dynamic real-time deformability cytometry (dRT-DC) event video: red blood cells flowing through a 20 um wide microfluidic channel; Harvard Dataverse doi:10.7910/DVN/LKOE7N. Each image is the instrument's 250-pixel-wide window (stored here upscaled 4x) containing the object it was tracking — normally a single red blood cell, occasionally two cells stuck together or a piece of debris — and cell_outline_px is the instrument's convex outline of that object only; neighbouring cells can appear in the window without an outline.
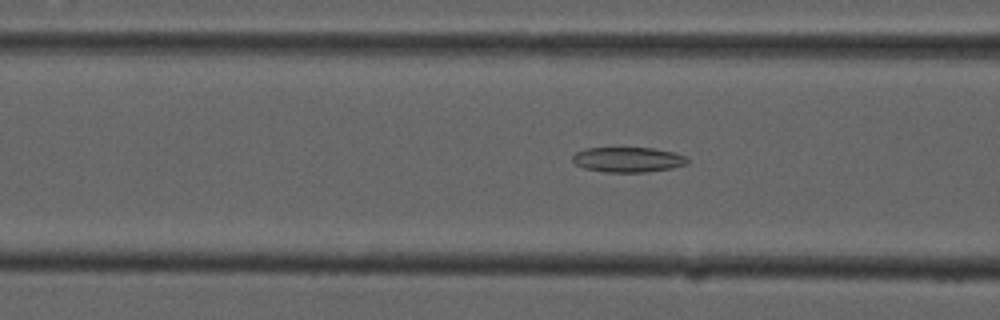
{"species": "common noctule bat (a hibernating species)", "species_latin": "Nyctalus noctula", "temperature_condition": "cold", "stored_images_in_passage": 54, "camera_frame_rate_fps": 3000, "um_per_image_px": 0.085, "animal": {"sex": "male", "forearm_length_mm": 52.5}, "frame": {"image": 1, "passage_image": 21, "time_ms": 6.667, "image_size_px": [1000, 320], "cell_outline_px": [[688, 164], [672, 168], [644, 172], [604, 172], [584, 168], [576, 164], [572, 160], [572, 156], [576, 152], [588, 148], [652, 148], [676, 152], [688, 156]], "centroid_in_image_um": [53.42, 13.57], "position_along_channel_um": 113.2, "area_um2": 16.88}}
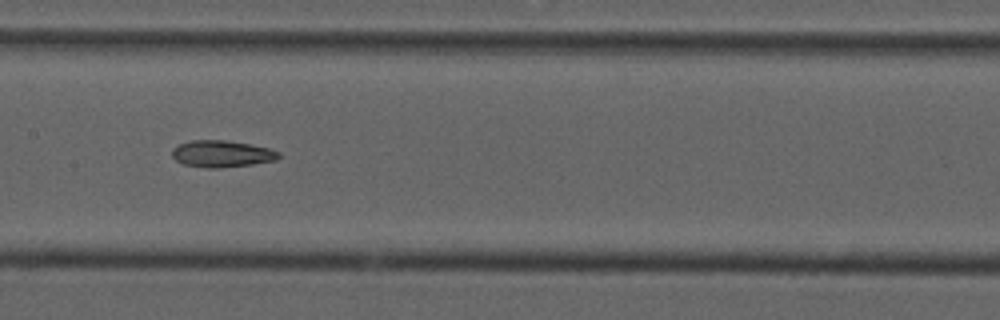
{"frame": {"image": 2, "passage_image": 27, "time_ms": 8.667, "image_size_px": [1000, 320], "cell_outline_px": [[280, 156], [276, 160], [252, 164], [220, 168], [208, 168], [184, 164], [176, 160], [172, 156], [172, 148], [180, 144], [192, 140], [224, 140], [252, 144], [268, 148], [280, 152]], "centroid_in_image_um": [18.86, 13.07], "position_along_channel_um": 188.5, "area_um2": 16.59}}
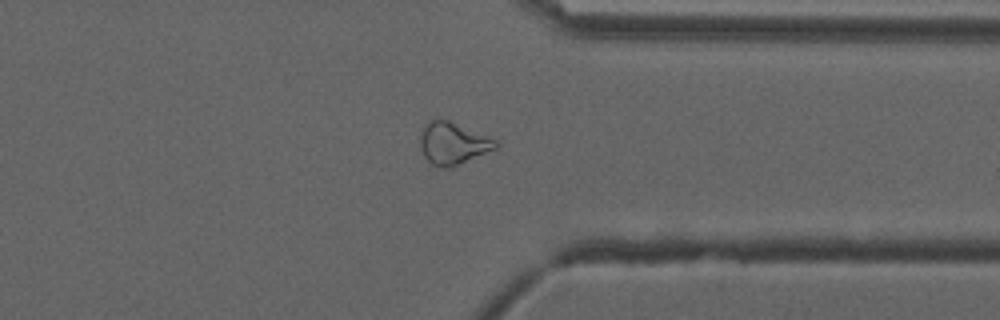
{"frame": {"image": 3, "passage_image": 42, "time_ms": 13.667, "image_size_px": [1000, 320], "cell_outline_px": [[500, 144], [496, 148], [452, 168], [440, 168], [432, 164], [424, 156], [420, 144], [420, 136], [424, 128], [432, 120], [448, 120], [496, 140]], "centroid_in_image_um": [38.51, 12.22], "position_along_channel_um": 372.9, "area_um2": 18.15}}